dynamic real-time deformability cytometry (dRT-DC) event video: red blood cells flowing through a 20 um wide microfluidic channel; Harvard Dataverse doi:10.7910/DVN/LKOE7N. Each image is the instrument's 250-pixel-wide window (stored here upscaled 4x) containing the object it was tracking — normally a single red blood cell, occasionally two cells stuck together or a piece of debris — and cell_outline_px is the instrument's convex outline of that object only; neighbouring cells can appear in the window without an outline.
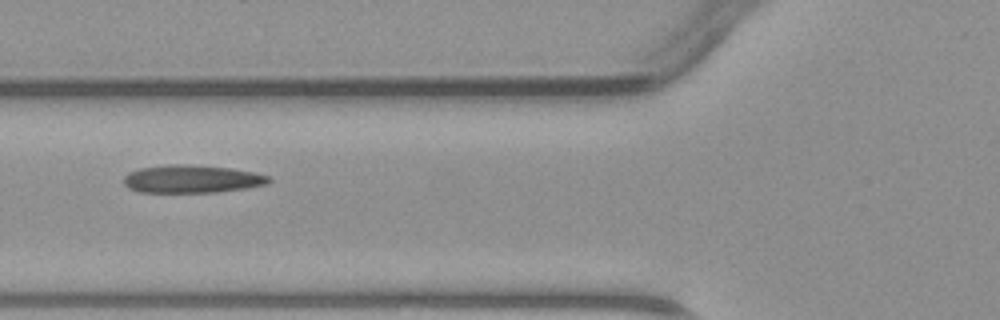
{"species": "common noctule bat (a hibernating species)", "species_latin": "Nyctalus noctula", "temperature_condition": "warm", "stored_images_in_passage": 5, "camera_frame_rate_fps": 3000, "um_per_image_px": 0.085, "animal": {"sex": "male", "body_mass_g": 23.1, "forearm_length_mm": 52.7}, "frame": {"image": 1, "passage_image": 5, "time_ms": 4.667, "image_size_px": [1000, 320], "cell_outline_px": [[272, 180], [268, 184], [244, 188], [216, 192], [140, 192], [128, 188], [124, 184], [124, 176], [128, 172], [140, 168], [168, 164], [184, 164], [232, 168], [272, 176]], "centroid_in_image_um": [16.31, 15.21], "position_along_channel_um": 109.5, "area_um2": 23.64}}